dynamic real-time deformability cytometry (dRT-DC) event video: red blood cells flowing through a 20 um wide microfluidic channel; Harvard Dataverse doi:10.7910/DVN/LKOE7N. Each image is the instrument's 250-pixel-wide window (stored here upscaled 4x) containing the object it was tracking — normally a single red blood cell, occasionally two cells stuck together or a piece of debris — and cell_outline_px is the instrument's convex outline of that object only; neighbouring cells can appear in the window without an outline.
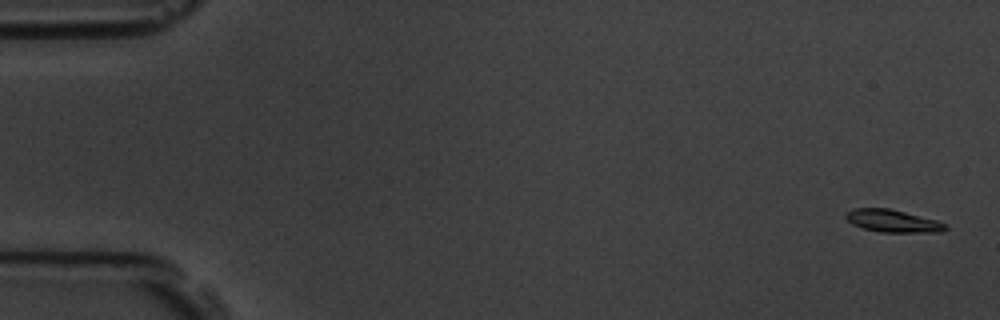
{"species": "common noctule bat (a hibernating species)", "species_latin": "Nyctalus noctula", "temperature_condition": "room temperature", "stored_images_in_passage": 5, "camera_frame_rate_fps": 3000, "um_per_image_px": 0.085, "animal": {"sex": "male", "body_mass_g": 19.5, "forearm_length_mm": 54.6}, "frame": {"image": 1, "passage_image": 1, "time_ms": 0.0, "image_size_px": [1000, 320], "cell_outline_px": [[948, 228], [940, 232], [880, 232], [864, 228], [852, 224], [844, 216], [852, 208], [888, 208], [936, 220], [948, 224]], "centroid_in_image_um": [75.89, 18.78], "position_along_channel_um": 9.1, "area_um2": 12.95}}